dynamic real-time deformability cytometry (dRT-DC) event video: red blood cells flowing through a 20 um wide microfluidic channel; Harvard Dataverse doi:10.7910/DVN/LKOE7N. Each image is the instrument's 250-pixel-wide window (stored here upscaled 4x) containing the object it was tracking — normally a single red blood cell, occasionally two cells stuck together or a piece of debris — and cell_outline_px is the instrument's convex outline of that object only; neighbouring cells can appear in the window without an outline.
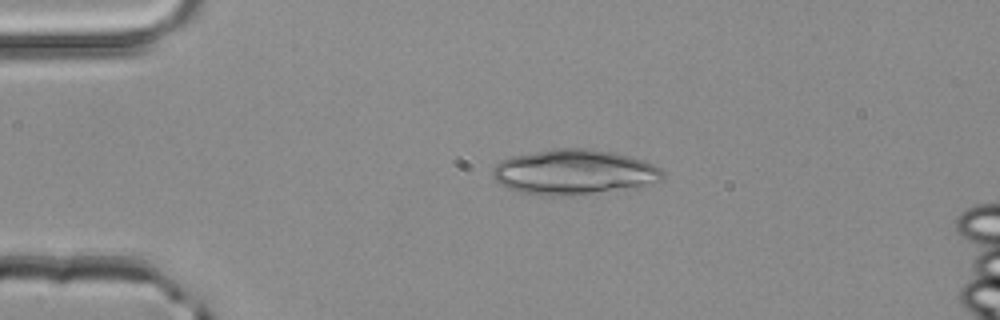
{"species": "common noctule bat (a hibernating species)", "species_latin": "Nyctalus noctula", "temperature_condition": "room temperature", "stored_images_in_passage": 2, "camera_frame_rate_fps": 3000, "um_per_image_px": 0.085, "animal": {"sex": "male", "body_mass_g": 20.4}, "frame": {"image": 1, "passage_image": 1, "time_ms": 0.0, "image_size_px": [1000, 320], "cell_outline_px": [[664, 180], [636, 188], [572, 196], [540, 196], [520, 192], [504, 188], [492, 176], [492, 168], [500, 160], [508, 156], [556, 148], [592, 148], [632, 156], [644, 160], [660, 168], [664, 172]], "centroid_in_image_um": [48.79, 14.64], "position_along_channel_um": 36.2, "area_um2": 45.78}}